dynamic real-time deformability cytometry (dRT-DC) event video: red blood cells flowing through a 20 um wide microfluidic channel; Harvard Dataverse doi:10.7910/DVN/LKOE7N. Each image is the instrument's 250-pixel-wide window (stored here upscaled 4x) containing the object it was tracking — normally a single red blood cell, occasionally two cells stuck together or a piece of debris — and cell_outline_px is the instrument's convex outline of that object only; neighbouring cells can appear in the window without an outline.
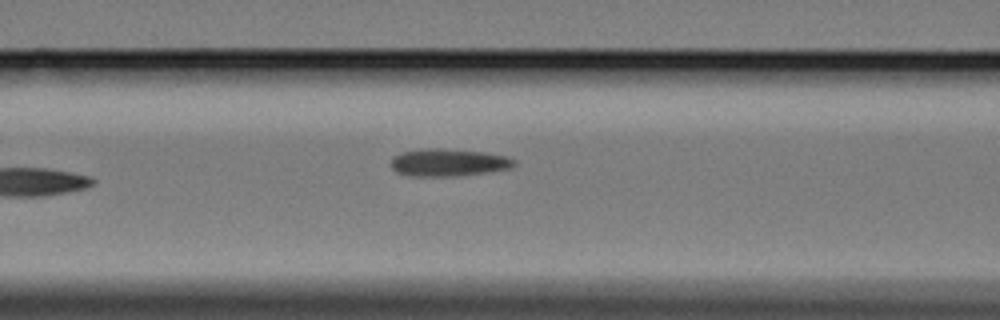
{"species": "Egyptian fruit bat (a non-hibernating species)", "species_latin": "Rousettus aegyptiacus", "temperature_condition": "cold", "stored_images_in_passage": 7, "camera_frame_rate_fps": 3000, "um_per_image_px": 0.085, "animal": {"sex": "female"}, "frame": {"image": 1, "passage_image": 7, "time_ms": 7.0, "image_size_px": [1000, 320], "cell_outline_px": [[516, 164], [512, 168], [492, 172], [460, 176], [412, 176], [396, 172], [388, 164], [392, 156], [404, 152], [420, 148], [436, 148], [484, 152], [508, 156], [516, 160]], "centroid_in_image_um": [38.13, 13.82], "position_along_channel_um": 128.5, "area_um2": 20.17}}